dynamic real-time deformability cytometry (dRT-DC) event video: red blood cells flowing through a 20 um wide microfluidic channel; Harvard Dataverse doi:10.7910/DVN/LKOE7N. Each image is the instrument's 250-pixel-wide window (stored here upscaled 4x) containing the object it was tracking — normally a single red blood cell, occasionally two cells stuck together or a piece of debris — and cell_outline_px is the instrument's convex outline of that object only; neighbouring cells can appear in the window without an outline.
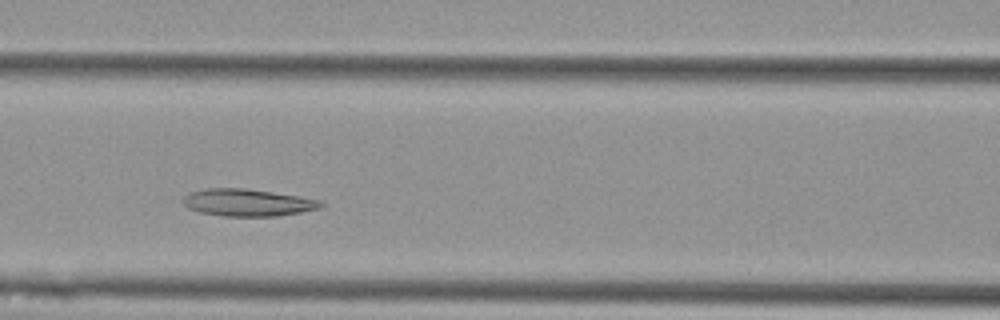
{"species": "Egyptian fruit bat (a non-hibernating species)", "species_latin": "Rousettus aegyptiacus", "temperature_condition": "cold", "stored_images_in_passage": 4, "camera_frame_rate_fps": 3000, "um_per_image_px": 0.085, "animal": {"sex": "female"}, "frame": {"image": 1, "passage_image": 4, "time_ms": 1.0, "image_size_px": [1000, 320], "cell_outline_px": [[324, 204], [320, 208], [300, 212], [276, 216], [220, 216], [200, 212], [188, 208], [184, 204], [184, 196], [188, 192], [204, 188], [244, 188], [272, 192], [320, 200]], "centroid_in_image_um": [21.0, 17.21], "position_along_channel_um": 145.6, "area_um2": 21.73}}